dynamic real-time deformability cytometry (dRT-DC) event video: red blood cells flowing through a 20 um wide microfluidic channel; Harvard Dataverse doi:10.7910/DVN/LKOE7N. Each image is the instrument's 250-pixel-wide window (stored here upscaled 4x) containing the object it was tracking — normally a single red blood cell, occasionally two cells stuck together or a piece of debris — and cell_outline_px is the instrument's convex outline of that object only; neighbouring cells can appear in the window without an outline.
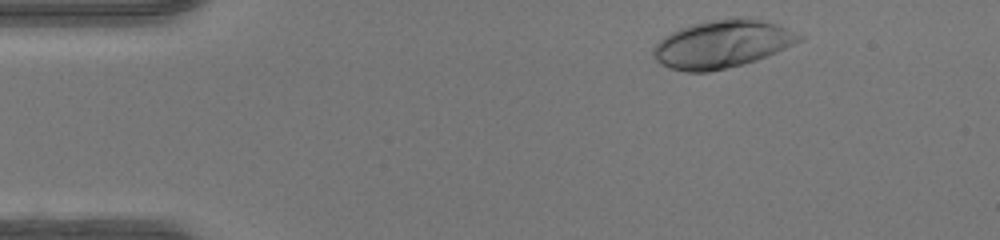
{"species": "human", "species_latin": "Homo sapiens", "temperature_condition": "warm", "stored_images_in_passage": 44, "camera_frame_rate_fps": 3000, "um_per_image_px": 0.085, "donor": {"sex": "female"}, "frame": {"image": 1, "passage_image": 2, "time_ms": 0.333, "image_size_px": [1000, 240], "cell_outline_px": [[804, 36], [800, 40], [776, 52], [756, 60], [708, 72], [688, 72], [672, 68], [660, 64], [652, 56], [652, 48], [664, 36], [680, 28], [692, 24], [708, 20], [732, 16], [748, 16], [776, 24]], "centroid_in_image_um": [61.34, 3.71], "position_along_channel_um": 23.7, "area_um2": 40.52}}
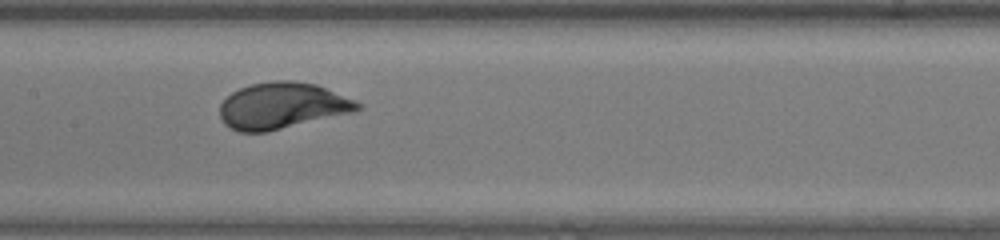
{"frame": {"image": 2, "passage_image": 19, "time_ms": 6.0, "image_size_px": [1000, 240], "cell_outline_px": [[364, 108], [356, 112], [268, 132], [240, 132], [224, 124], [220, 116], [220, 104], [232, 92], [240, 88], [252, 84], [272, 80], [292, 80], [316, 84], [352, 100], [360, 104]], "centroid_in_image_um": [23.98, 9.0], "position_along_channel_um": 183.4, "area_um2": 37.22}}
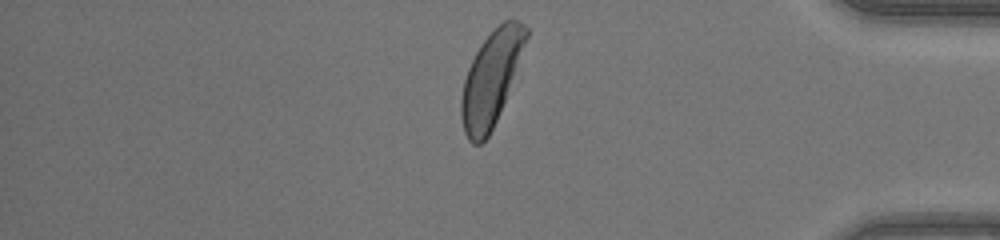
{"frame": {"image": 3, "passage_image": 36, "time_ms": 11.667, "image_size_px": [1000, 240], "cell_outline_px": [[528, 36], [504, 100], [496, 120], [488, 136], [480, 144], [472, 144], [468, 140], [464, 132], [460, 116], [460, 100], [464, 80], [468, 68], [480, 44], [504, 20], [516, 20], [524, 24], [528, 28]], "centroid_in_image_um": [41.7, 6.7], "position_along_channel_um": 393.5, "area_um2": 34.68}, "authors_computed_cell_mechanics": {"area_um2": 36.7319, "velocity_mm_per_s": 4.2214, "shape_relaxation_time_tau1_ms": 2.3302, "shape_relaxation_time_tau2_ms": null, "deformation_change_tau1": 0.1878, "deformation_change_tau2": null}}